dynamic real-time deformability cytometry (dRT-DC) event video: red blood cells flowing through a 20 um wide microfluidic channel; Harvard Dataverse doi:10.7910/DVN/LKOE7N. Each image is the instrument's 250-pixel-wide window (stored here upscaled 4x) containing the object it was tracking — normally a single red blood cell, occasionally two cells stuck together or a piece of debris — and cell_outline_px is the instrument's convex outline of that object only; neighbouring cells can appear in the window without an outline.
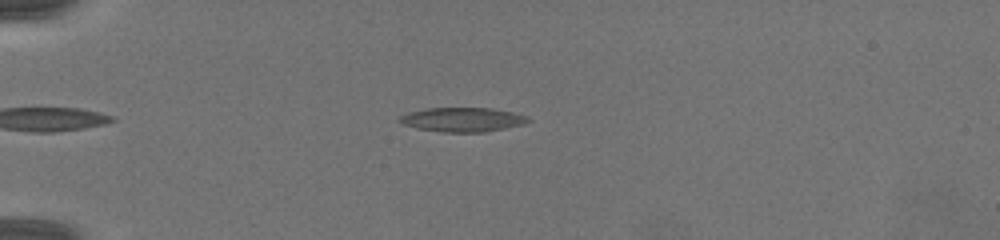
{"species": "common noctule bat (a hibernating species)", "species_latin": "Nyctalus noctula", "temperature_condition": "warm", "stored_images_in_passage": 9, "camera_frame_rate_fps": 3000, "um_per_image_px": 0.085, "animal": {"sex": "female", "body_mass_g": 19.5, "forearm_length_mm": 54.1}, "frame": {"image": 1, "passage_image": 3, "time_ms": 1.0, "image_size_px": [1000, 240], "cell_outline_px": [[532, 120], [524, 124], [484, 132], [444, 132], [416, 128], [404, 124], [396, 120], [400, 116], [408, 112], [428, 108], [488, 108], [512, 112], [528, 116]], "centroid_in_image_um": [39.31, 10.16], "position_along_channel_um": 45.7, "area_um2": 18.09}}
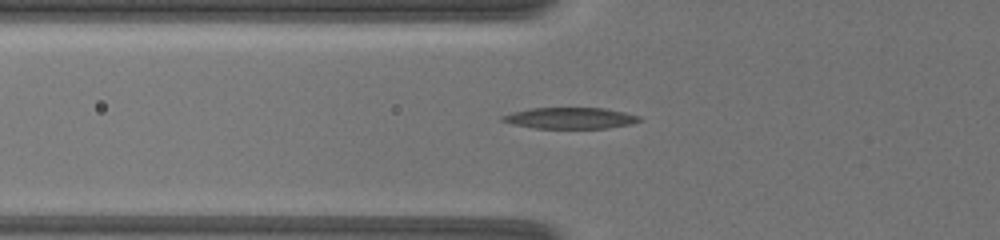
{"frame": {"image": 2, "passage_image": 6, "time_ms": 2.667, "image_size_px": [1000, 240], "cell_outline_px": [[644, 120], [632, 124], [604, 128], [536, 128], [512, 124], [500, 120], [500, 116], [512, 112], [528, 108], [604, 108], [624, 112], [640, 116]], "centroid_in_image_um": [48.47, 10.03], "position_along_channel_um": 77.3, "area_um2": 16.99}}
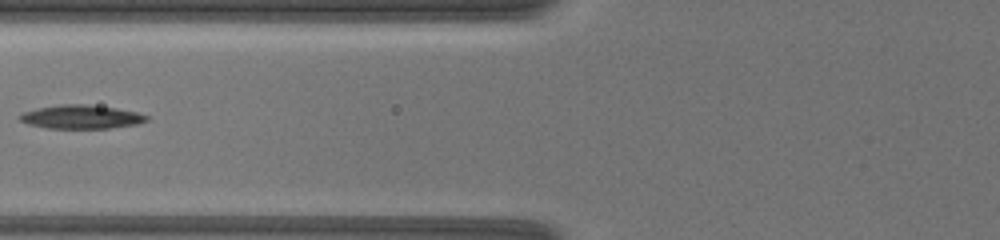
{"frame": {"image": 3, "passage_image": 8, "time_ms": 3.667, "image_size_px": [1000, 240], "cell_outline_px": [[148, 120], [136, 124], [108, 128], [48, 128], [28, 124], [20, 120], [16, 116], [24, 112], [40, 108], [64, 104], [84, 104], [116, 108], [136, 112], [148, 116]], "centroid_in_image_um": [6.89, 9.94], "position_along_channel_um": 118.9, "area_um2": 17.22}}